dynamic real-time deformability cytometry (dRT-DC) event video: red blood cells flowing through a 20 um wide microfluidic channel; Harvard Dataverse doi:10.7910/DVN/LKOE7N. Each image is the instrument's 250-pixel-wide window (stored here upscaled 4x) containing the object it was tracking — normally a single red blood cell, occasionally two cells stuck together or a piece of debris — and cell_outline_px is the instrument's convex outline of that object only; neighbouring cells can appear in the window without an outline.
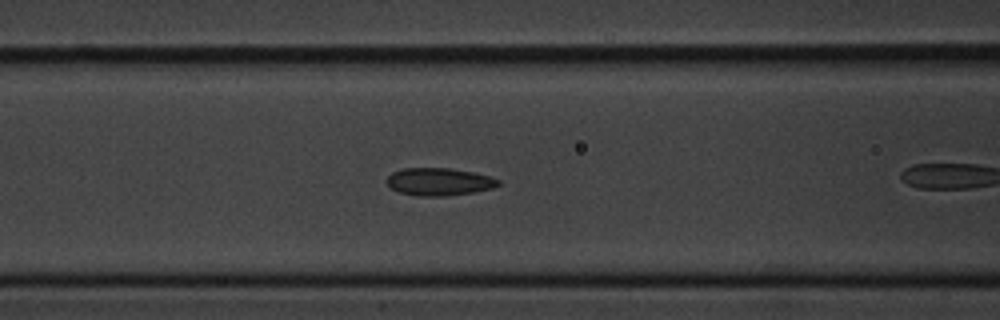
{"species": "common noctule bat (a hibernating species)", "species_latin": "Nyctalus noctula", "temperature_condition": "cold", "stored_images_in_passage": 31, "segment_of_instrument_passage": [1, 2], "camera_frame_rate_fps": 3000, "um_per_image_px": 0.085, "animal": {"sex": "male", "body_mass_g": 20.1, "forearm_length_mm": 53.5}, "frame": {"image": 1, "passage_image": 8, "time_ms": 2.333, "image_size_px": [1000, 320], "cell_outline_px": [[500, 184], [492, 188], [472, 192], [444, 196], [416, 196], [396, 192], [388, 184], [388, 176], [392, 172], [404, 168], [448, 168], [472, 172], [488, 176], [500, 180]], "centroid_in_image_um": [37.29, 15.45], "position_along_channel_um": 129.3, "area_um2": 17.8}}
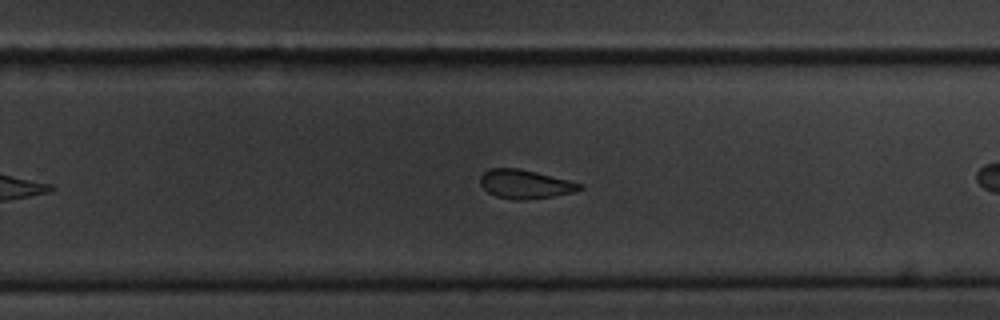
{"frame": {"image": 2, "passage_image": 21, "time_ms": 6.667, "image_size_px": [1000, 320], "cell_outline_px": [[584, 188], [572, 192], [552, 196], [524, 200], [512, 200], [496, 196], [488, 192], [480, 184], [480, 176], [484, 172], [492, 168], [516, 168], [536, 172], [584, 184]], "centroid_in_image_um": [44.63, 15.66], "position_along_channel_um": 285.2, "area_um2": 16.59}}
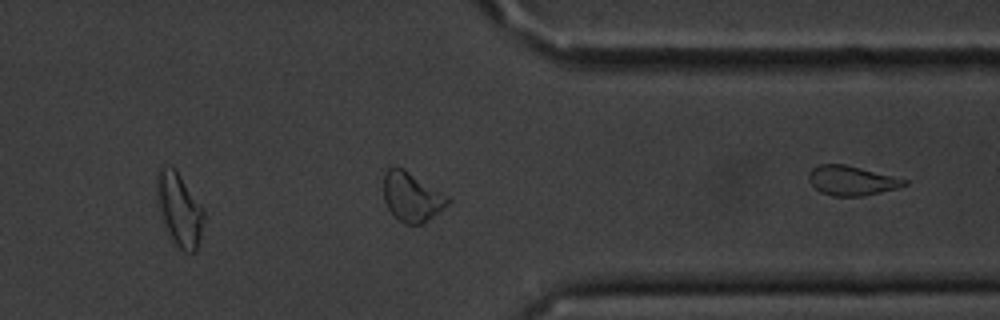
{"frame": {"image": 3, "passage_image": 29, "time_ms": 9.333, "image_size_px": [1000, 320], "cell_outline_px": [[204, 216], [200, 236], [196, 252], [180, 252], [176, 248], [168, 236], [156, 200], [156, 176], [160, 168], [172, 168], [180, 176], [204, 208]], "centroid_in_image_um": [15.23, 17.89], "position_along_channel_um": 396.2, "area_um2": 20.06}}